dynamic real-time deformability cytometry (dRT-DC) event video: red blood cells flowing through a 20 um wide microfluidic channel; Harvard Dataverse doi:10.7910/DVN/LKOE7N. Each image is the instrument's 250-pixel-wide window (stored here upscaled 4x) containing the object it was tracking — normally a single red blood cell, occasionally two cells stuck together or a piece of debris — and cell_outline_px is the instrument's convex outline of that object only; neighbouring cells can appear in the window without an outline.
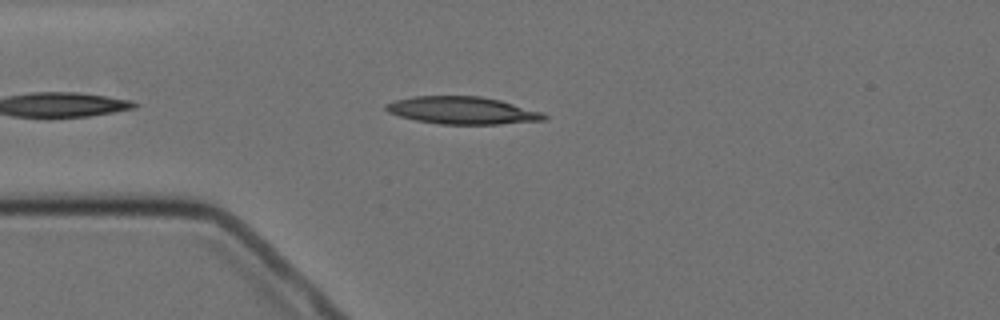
{"species": "Egyptian fruit bat (a non-hibernating species)", "species_latin": "Rousettus aegyptiacus", "temperature_condition": "cold", "stored_images_in_passage": 5, "camera_frame_rate_fps": 3000, "um_per_image_px": 0.085, "animal": {"sex": "female"}, "frame": {"image": 1, "passage_image": 3, "time_ms": 3.333, "image_size_px": [1000, 320], "cell_outline_px": [[548, 120], [500, 124], [440, 124], [416, 120], [400, 116], [388, 112], [384, 108], [384, 104], [396, 100], [412, 96], [480, 96], [500, 100], [544, 112], [548, 116]], "centroid_in_image_um": [39.34, 9.38], "position_along_channel_um": 45.7, "area_um2": 25.43}}
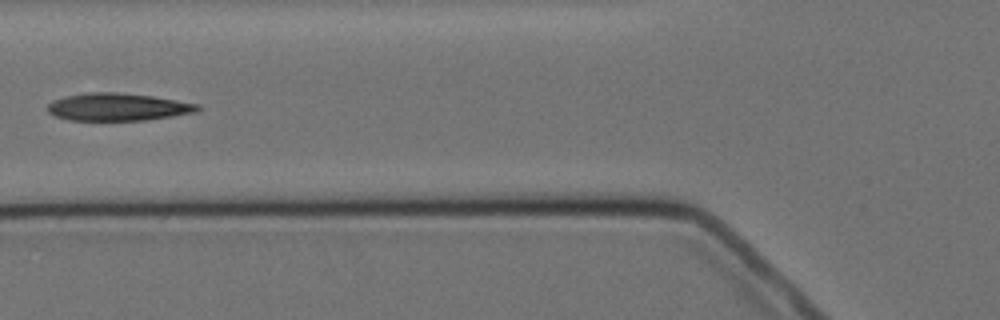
{"frame": {"image": 2, "passage_image": 5, "time_ms": 5.667, "image_size_px": [1000, 320], "cell_outline_px": [[200, 108], [196, 112], [148, 120], [68, 120], [56, 116], [48, 112], [48, 104], [52, 100], [64, 96], [88, 92], [116, 92], [152, 96], [200, 104]], "centroid_in_image_um": [10.0, 9.09], "position_along_channel_um": 115.8, "area_um2": 24.1}}